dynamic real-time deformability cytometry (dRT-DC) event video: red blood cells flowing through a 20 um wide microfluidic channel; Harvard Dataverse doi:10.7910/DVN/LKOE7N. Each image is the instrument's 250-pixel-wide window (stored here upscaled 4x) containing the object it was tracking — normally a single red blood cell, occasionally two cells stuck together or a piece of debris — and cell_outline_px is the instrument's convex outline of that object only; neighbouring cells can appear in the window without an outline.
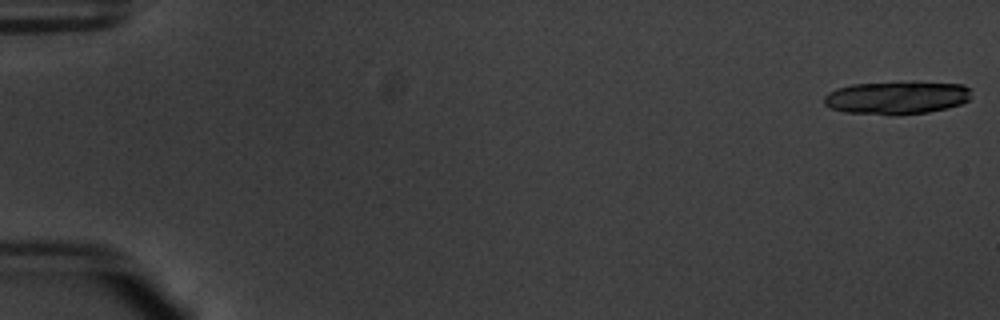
{"species": "common noctule bat (a hibernating species)", "species_latin": "Nyctalus noctula", "temperature_condition": "warm", "stored_images_in_passage": 20, "camera_frame_rate_fps": 3000, "um_per_image_px": 0.085, "animal": {"sex": "male", "body_mass_g": 20.1, "forearm_length_mm": 53.5}, "frame": {"image": 1, "passage_image": 1, "time_ms": 0.0, "image_size_px": [1000, 320], "cell_outline_px": [[972, 88], [968, 100], [960, 104], [928, 112], [896, 116], [888, 116], [844, 112], [832, 108], [824, 104], [824, 96], [828, 92], [836, 88], [852, 84], [964, 84]], "centroid_in_image_um": [76.17, 8.35], "position_along_channel_um": 8.8, "area_um2": 27.74}}